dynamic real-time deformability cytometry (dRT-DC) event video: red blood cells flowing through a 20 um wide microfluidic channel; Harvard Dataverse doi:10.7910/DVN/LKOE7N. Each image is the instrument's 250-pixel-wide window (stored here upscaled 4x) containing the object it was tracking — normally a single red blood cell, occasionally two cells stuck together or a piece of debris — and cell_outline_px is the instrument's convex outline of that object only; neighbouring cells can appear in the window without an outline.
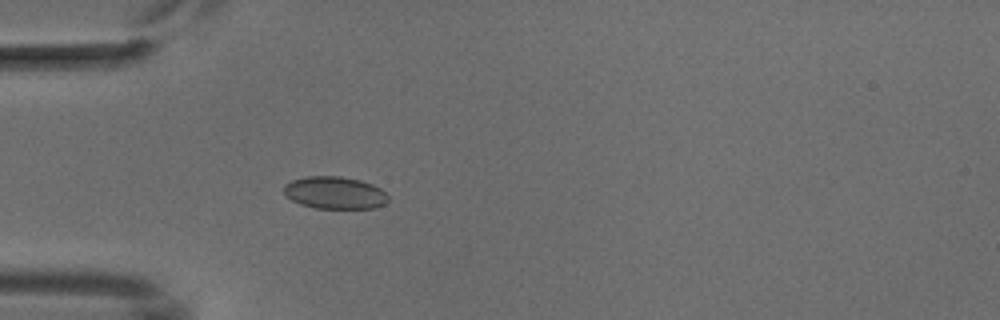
{"species": "common noctule bat (a hibernating species)", "species_latin": "Nyctalus noctula", "temperature_condition": "cold", "stored_images_in_passage": 3, "camera_frame_rate_fps": 3000, "um_per_image_px": 0.085, "animal": {"sex": "male", "body_mass_g": 18.8}, "frame": {"image": 1, "passage_image": 3, "time_ms": 2.333, "image_size_px": [1000, 320], "cell_outline_px": [[388, 200], [384, 204], [376, 208], [316, 208], [300, 204], [292, 200], [284, 192], [284, 184], [292, 180], [304, 176], [340, 176], [360, 180], [372, 184], [380, 188], [388, 196]], "centroid_in_image_um": [28.45, 16.38], "position_along_channel_um": 56.5, "area_um2": 19.65}}